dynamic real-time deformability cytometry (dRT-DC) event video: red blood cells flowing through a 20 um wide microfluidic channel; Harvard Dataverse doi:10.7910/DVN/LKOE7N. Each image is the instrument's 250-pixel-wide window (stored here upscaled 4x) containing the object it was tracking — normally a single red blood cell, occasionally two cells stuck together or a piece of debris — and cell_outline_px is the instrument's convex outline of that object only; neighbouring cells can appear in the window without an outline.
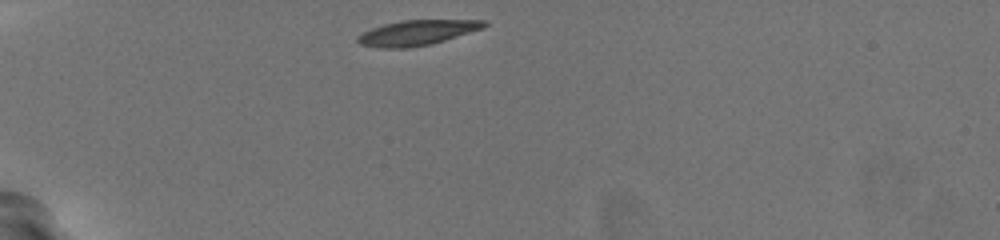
{"species": "common noctule bat (a hibernating species)", "species_latin": "Nyctalus noctula", "temperature_condition": "warm", "stored_images_in_passage": 33, "camera_frame_rate_fps": 3000, "um_per_image_px": 0.085, "animal": {"sex": "female", "body_mass_g": 19.5, "forearm_length_mm": 54.1}, "frame": {"image": 1, "passage_image": 1, "time_ms": 0.0, "image_size_px": [1000, 240], "cell_outline_px": [[488, 24], [484, 28], [432, 44], [408, 48], [380, 48], [360, 44], [356, 40], [356, 36], [372, 28], [384, 24], [404, 20], [484, 20]], "centroid_in_image_um": [35.45, 2.78], "position_along_channel_um": 49.6, "area_um2": 18.5}}
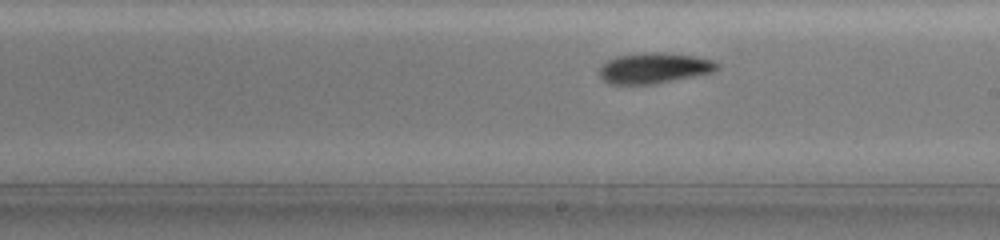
{"frame": {"image": 2, "passage_image": 19, "time_ms": 6.0, "image_size_px": [1000, 240], "cell_outline_px": [[720, 64], [712, 72], [652, 84], [612, 84], [604, 80], [600, 76], [600, 68], [608, 60], [616, 56], [644, 52], [660, 52], [696, 56], [712, 60]], "centroid_in_image_um": [55.59, 5.77], "position_along_channel_um": 233.4, "area_um2": 20.69}}
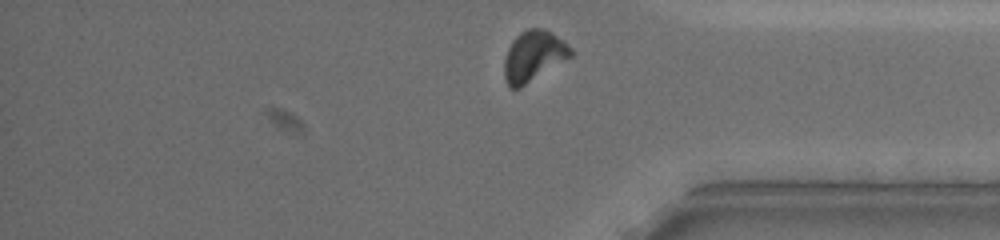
{"frame": {"image": 3, "passage_image": 32, "time_ms": 10.333, "image_size_px": [1000, 240], "cell_outline_px": [[572, 56], [520, 88], [508, 88], [504, 76], [504, 60], [508, 48], [512, 40], [520, 32], [528, 28], [544, 28], [552, 32], [572, 48]], "centroid_in_image_um": [45.33, 4.76], "position_along_channel_um": 389.9, "area_um2": 19.65}, "authors_computed_cell_mechanics": {"area_um2": 19.652, "velocity_mm_per_s": 3.7297, "shape_relaxation_time_tau1_ms": 2.2657, "shape_relaxation_time_tau2_ms": 2.8459, "deformation_change_tau1": 0.1397, "deformation_change_tau2": 0.0772}}